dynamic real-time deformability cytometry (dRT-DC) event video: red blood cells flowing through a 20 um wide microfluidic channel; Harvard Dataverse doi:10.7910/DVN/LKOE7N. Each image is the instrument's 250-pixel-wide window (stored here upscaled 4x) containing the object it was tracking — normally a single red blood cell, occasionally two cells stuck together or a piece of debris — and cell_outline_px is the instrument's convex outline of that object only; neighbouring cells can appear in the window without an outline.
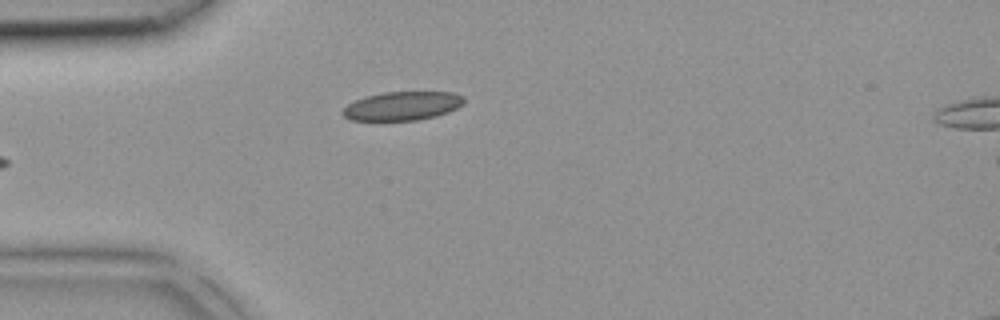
{"species": "common noctule bat (a hibernating species)", "species_latin": "Nyctalus noctula", "temperature_condition": "room temperature", "stored_images_in_passage": 4, "camera_frame_rate_fps": 3000, "um_per_image_px": 0.085, "animal": {"sex": "female", "body_mass_g": 18.4}, "frame": {"image": 1, "passage_image": 4, "time_ms": 1.0, "image_size_px": [1000, 320], "cell_outline_px": [[464, 104], [448, 112], [436, 116], [416, 120], [352, 120], [344, 116], [340, 112], [348, 104], [364, 96], [384, 92], [456, 92], [464, 96]], "centroid_in_image_um": [34.22, 8.99], "position_along_channel_um": 50.8, "area_um2": 20.35}}